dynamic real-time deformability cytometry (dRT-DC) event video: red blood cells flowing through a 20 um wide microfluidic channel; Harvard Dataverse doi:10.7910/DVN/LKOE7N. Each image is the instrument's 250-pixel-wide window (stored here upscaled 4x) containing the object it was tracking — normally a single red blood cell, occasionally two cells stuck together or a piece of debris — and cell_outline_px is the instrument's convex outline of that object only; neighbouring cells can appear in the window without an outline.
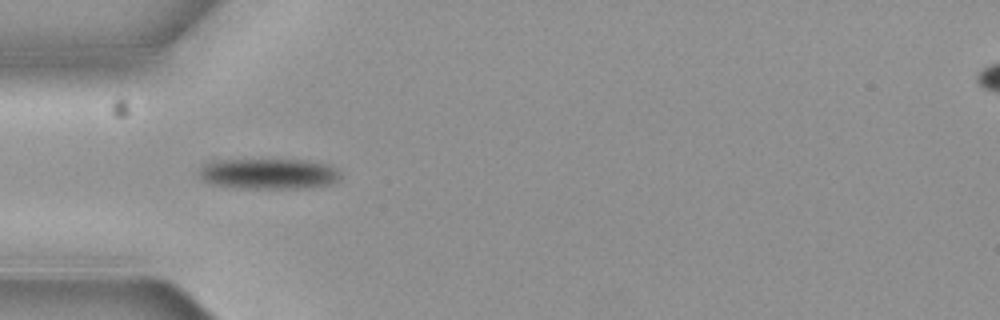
{"species": "common noctule bat (a hibernating species)", "species_latin": "Nyctalus noctula", "temperature_condition": "cold", "stored_images_in_passage": 6, "camera_frame_rate_fps": 3000, "um_per_image_px": 0.085, "animal": {"sex": "female", "body_mass_g": 19.3, "forearm_length_mm": 54.1}, "frame": {"image": 1, "passage_image": 5, "time_ms": 1.333, "image_size_px": [1000, 320], "cell_outline_px": [[340, 180], [328, 184], [296, 188], [248, 188], [212, 184], [204, 180], [200, 176], [200, 168], [204, 164], [220, 160], [304, 160], [328, 164], [336, 168], [340, 172]], "centroid_in_image_um": [22.87, 14.76], "position_along_channel_um": 62.1, "area_um2": 24.8}}
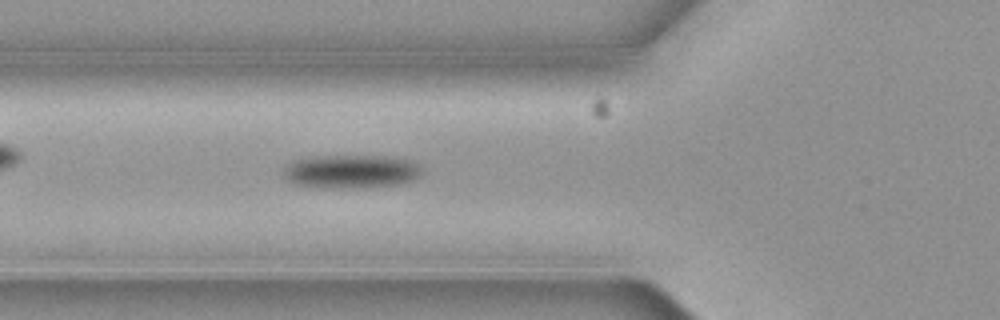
{"frame": {"image": 2, "passage_image": 6, "time_ms": 1.667, "image_size_px": [1000, 320], "cell_outline_px": [[420, 176], [404, 184], [368, 188], [320, 188], [296, 184], [288, 180], [284, 176], [284, 168], [292, 160], [312, 156], [384, 156], [408, 160], [416, 164], [420, 168]], "centroid_in_image_um": [29.82, 14.59], "position_along_channel_um": 96.0, "area_um2": 27.28}}